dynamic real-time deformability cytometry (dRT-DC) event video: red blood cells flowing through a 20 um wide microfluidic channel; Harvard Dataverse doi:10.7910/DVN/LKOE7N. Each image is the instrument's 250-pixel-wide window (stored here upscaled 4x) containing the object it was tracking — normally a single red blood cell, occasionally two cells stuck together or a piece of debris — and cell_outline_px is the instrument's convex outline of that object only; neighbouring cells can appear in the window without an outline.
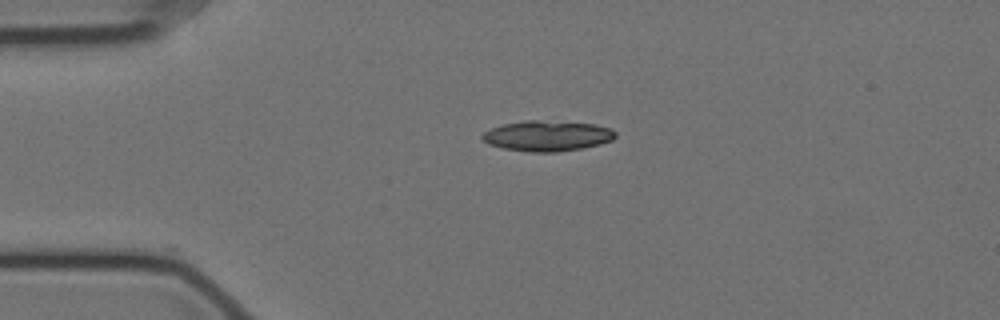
{"species": "Egyptian fruit bat (a non-hibernating species)", "species_latin": "Rousettus aegyptiacus", "temperature_condition": "cold", "stored_images_in_passage": 45, "camera_frame_rate_fps": 3000, "um_per_image_px": 0.085, "animal": {"sex": "female"}, "frame": {"image": 1, "passage_image": 1, "time_ms": 0.0, "image_size_px": [1000, 320], "cell_outline_px": [[616, 136], [612, 140], [600, 144], [580, 148], [556, 152], [532, 152], [504, 148], [488, 144], [480, 136], [484, 132], [492, 128], [504, 124], [524, 120], [540, 120], [596, 124], [612, 128], [616, 132]], "centroid_in_image_um": [46.54, 11.54], "position_along_channel_um": 38.5, "area_um2": 23.58}}
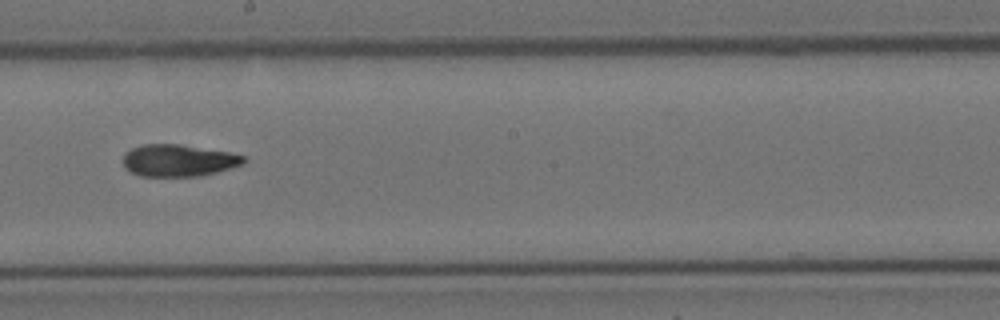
{"frame": {"image": 2, "passage_image": 20, "time_ms": 6.333, "image_size_px": [1000, 320], "cell_outline_px": [[248, 160], [244, 164], [216, 172], [200, 176], [140, 176], [124, 168], [124, 152], [140, 144], [180, 144], [228, 152], [244, 156]], "centroid_in_image_um": [15.16, 13.63], "position_along_channel_um": 233.0, "area_um2": 22.54}}
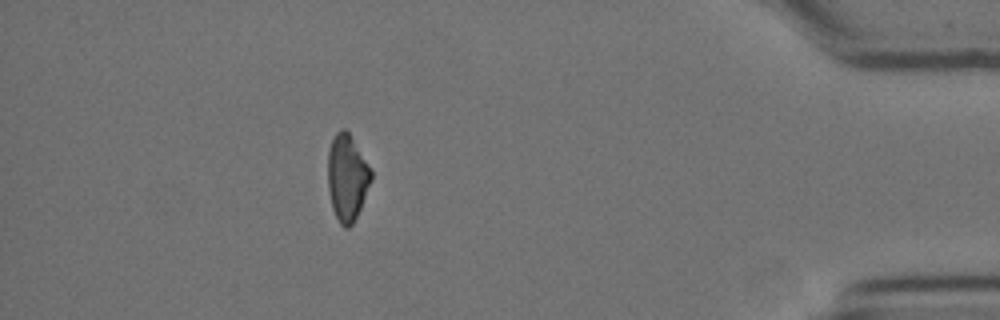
{"frame": {"image": 3, "passage_image": 39, "time_ms": 12.667, "image_size_px": [1000, 320], "cell_outline_px": [[372, 180], [360, 208], [352, 224], [348, 228], [344, 228], [340, 224], [332, 208], [328, 188], [328, 148], [336, 132], [340, 128], [344, 128], [348, 132], [372, 172]], "centroid_in_image_um": [29.48, 15.1], "position_along_channel_um": 405.7, "area_um2": 21.5}, "authors_computed_cell_mechanics": {"area_um2": 22.8888, "velocity_mm_per_s": 3.5165, "shape_relaxation_time_tau1_ms": 10.5883, "shape_relaxation_time_tau2_ms": 5.2197, "deformation_change_tau1": 0.2094, "deformation_change_tau2": 0.1025}}